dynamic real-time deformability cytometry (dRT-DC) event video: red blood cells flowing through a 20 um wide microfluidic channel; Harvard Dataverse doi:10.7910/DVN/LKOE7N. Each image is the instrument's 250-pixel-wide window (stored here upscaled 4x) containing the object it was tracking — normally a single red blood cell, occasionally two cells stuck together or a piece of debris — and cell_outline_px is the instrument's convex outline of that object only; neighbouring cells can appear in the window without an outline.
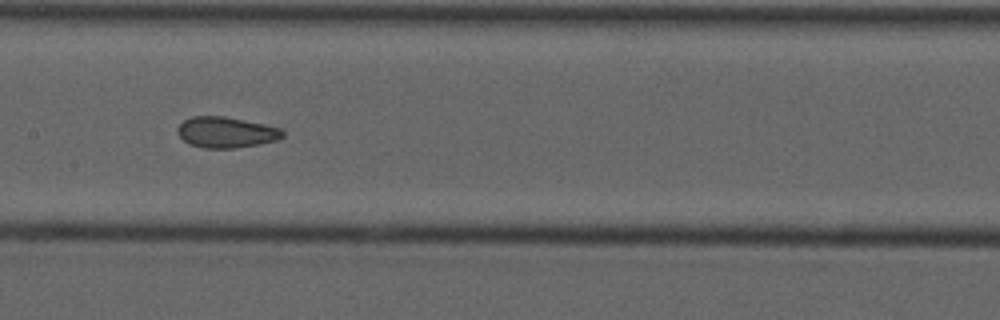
{"species": "common noctule bat (a hibernating species)", "species_latin": "Nyctalus noctula", "temperature_condition": "cold", "stored_images_in_passage": 7, "camera_frame_rate_fps": 3000, "um_per_image_px": 0.085, "animal": {"sex": "male", "forearm_length_mm": 52.5}, "frame": {"image": 1, "passage_image": 7, "time_ms": 7.0, "image_size_px": [1000, 320], "cell_outline_px": [[284, 136], [276, 140], [260, 144], [232, 148], [204, 148], [188, 144], [176, 132], [176, 128], [184, 120], [192, 116], [224, 116], [264, 124], [280, 128], [284, 132]], "centroid_in_image_um": [19.19, 11.24], "position_along_channel_um": 188.2, "area_um2": 18.9}}